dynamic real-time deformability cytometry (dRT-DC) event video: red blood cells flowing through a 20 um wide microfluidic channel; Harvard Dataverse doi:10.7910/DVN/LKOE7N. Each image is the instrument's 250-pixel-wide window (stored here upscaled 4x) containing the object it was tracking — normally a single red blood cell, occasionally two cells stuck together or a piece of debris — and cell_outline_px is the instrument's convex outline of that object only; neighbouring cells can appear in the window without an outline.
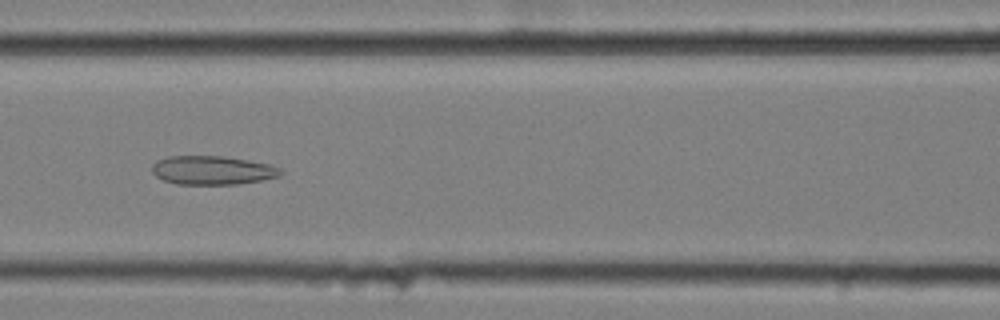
{"species": "common noctule bat (a hibernating species)", "species_latin": "Nyctalus noctula", "temperature_condition": "cold", "stored_images_in_passage": 57, "camera_frame_rate_fps": 3000, "um_per_image_px": 0.085, "animal": {"sex": "female", "body_mass_g": 25.1}, "frame": {"image": 1, "passage_image": 25, "time_ms": 8.0, "image_size_px": [1000, 320], "cell_outline_px": [[284, 172], [280, 176], [260, 180], [236, 184], [176, 184], [164, 180], [156, 176], [152, 172], [152, 164], [156, 160], [168, 156], [224, 156], [248, 160], [268, 164], [280, 168]], "centroid_in_image_um": [18.03, 14.46], "position_along_channel_um": 148.6, "area_um2": 21.56}}
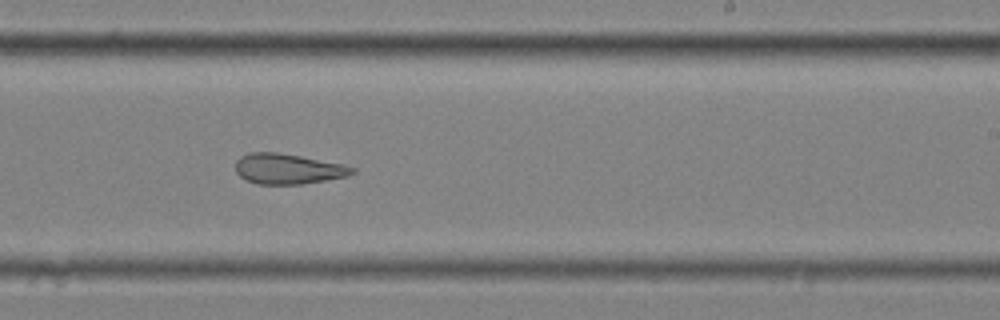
{"frame": {"image": 2, "passage_image": 35, "time_ms": 11.333, "image_size_px": [1000, 320], "cell_outline_px": [[356, 172], [348, 176], [300, 184], [256, 184], [240, 176], [236, 172], [236, 160], [240, 156], [248, 152], [276, 152], [300, 156], [340, 164], [356, 168]], "centroid_in_image_um": [24.44, 14.35], "position_along_channel_um": 264.6, "area_um2": 20.46}}
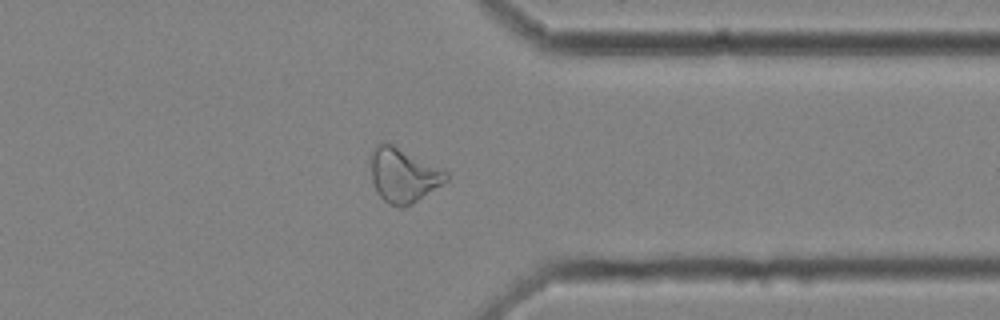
{"frame": {"image": 3, "passage_image": 45, "time_ms": 14.667, "image_size_px": [1000, 320], "cell_outline_px": [[448, 180], [412, 204], [404, 208], [400, 208], [388, 204], [376, 192], [372, 180], [372, 152], [376, 144], [388, 140], [448, 172]], "centroid_in_image_um": [34.28, 14.87], "position_along_channel_um": 377.1, "area_um2": 24.04}, "authors_computed_cell_mechanics": {"area_um2": 26.1256, "velocity_mm_per_s": 3.4919, "shape_relaxation_time_tau1_ms": null, "shape_relaxation_time_tau2_ms": 3.2382, "deformation_change_tau1": null, "deformation_change_tau2": 0.1331}}